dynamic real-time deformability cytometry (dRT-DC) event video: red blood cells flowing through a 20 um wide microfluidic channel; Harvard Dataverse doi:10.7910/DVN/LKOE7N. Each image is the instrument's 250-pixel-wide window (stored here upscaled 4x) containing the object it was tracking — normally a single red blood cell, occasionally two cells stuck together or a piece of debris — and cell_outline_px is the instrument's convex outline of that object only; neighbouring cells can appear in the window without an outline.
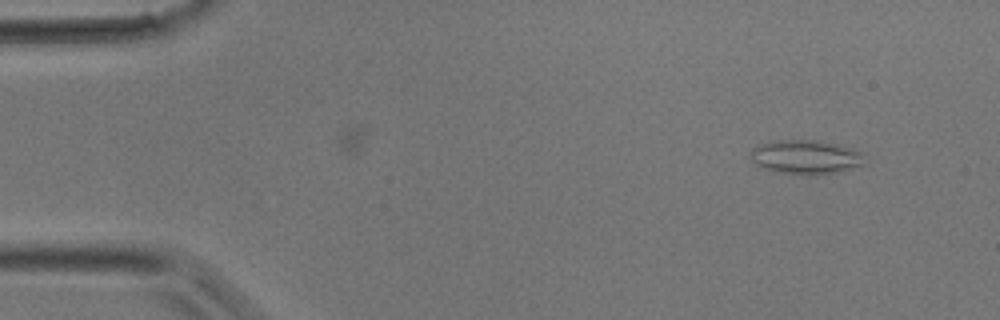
{"species": "common noctule bat (a hibernating species)", "species_latin": "Nyctalus noctula", "temperature_condition": "room temperature", "stored_images_in_passage": 14, "camera_frame_rate_fps": 3000, "um_per_image_px": 0.085, "animal": {"sex": "male", "body_mass_g": 17.9}, "frame": {"image": 1, "passage_image": 2, "time_ms": 0.333, "image_size_px": [1000, 320], "cell_outline_px": [[864, 164], [840, 172], [816, 176], [808, 176], [772, 172], [756, 164], [748, 156], [748, 152], [752, 148], [760, 144], [776, 140], [812, 140], [852, 148], [864, 152]], "centroid_in_image_um": [68.46, 13.38], "position_along_channel_um": 16.5, "area_um2": 23.18}}
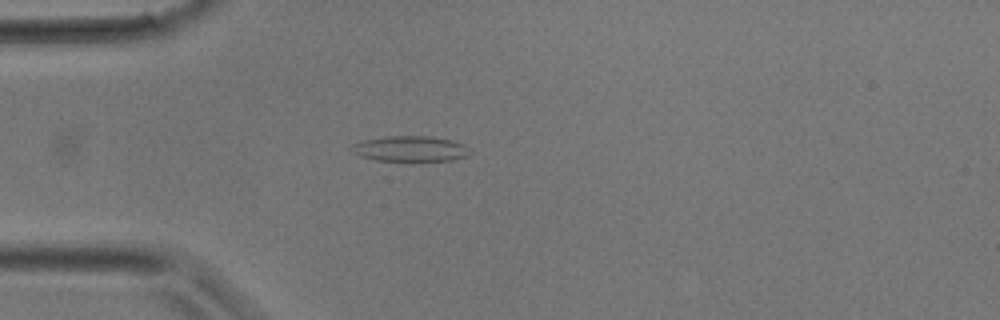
{"frame": {"image": 2, "passage_image": 8, "time_ms": 2.333, "image_size_px": [1000, 320], "cell_outline_px": [[472, 152], [464, 156], [452, 160], [412, 164], [376, 160], [360, 156], [352, 152], [352, 144], [364, 140], [388, 136], [428, 136], [452, 140], [464, 144]], "centroid_in_image_um": [34.89, 12.69], "position_along_channel_um": 50.1, "area_um2": 18.38}}
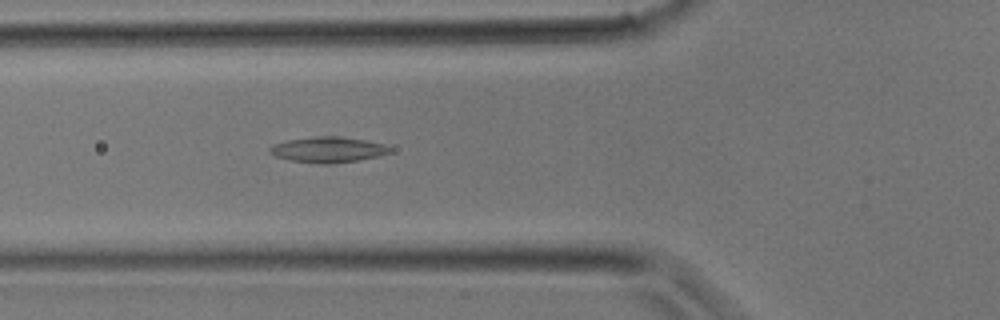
{"frame": {"image": 3, "passage_image": 11, "time_ms": 3.333, "image_size_px": [1000, 320], "cell_outline_px": [[392, 152], [360, 160], [332, 164], [316, 164], [292, 160], [276, 156], [268, 152], [268, 148], [272, 144], [288, 140], [316, 136], [340, 136], [364, 140], [384, 144], [392, 148]], "centroid_in_image_um": [27.87, 12.72], "position_along_channel_um": 97.9, "area_um2": 18.03}}